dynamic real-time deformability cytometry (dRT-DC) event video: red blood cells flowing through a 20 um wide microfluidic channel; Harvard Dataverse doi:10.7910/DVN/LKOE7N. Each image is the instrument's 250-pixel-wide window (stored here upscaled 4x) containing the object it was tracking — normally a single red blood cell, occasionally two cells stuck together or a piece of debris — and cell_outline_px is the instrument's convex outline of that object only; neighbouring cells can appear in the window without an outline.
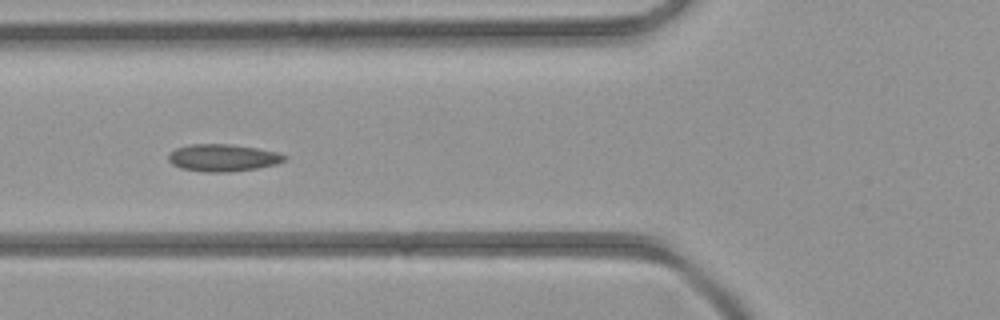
{"species": "common noctule bat (a hibernating species)", "species_latin": "Nyctalus noctula", "temperature_condition": "room temperature", "stored_images_in_passage": 5, "camera_frame_rate_fps": 3000, "um_per_image_px": 0.085, "animal": {"sex": "female", "body_mass_g": 21.9}, "frame": {"image": 1, "passage_image": 4, "time_ms": 3.667, "image_size_px": [1000, 320], "cell_outline_px": [[288, 156], [284, 160], [276, 164], [256, 168], [228, 172], [204, 172], [180, 168], [172, 164], [168, 160], [168, 156], [176, 148], [188, 144], [232, 144], [256, 148], [276, 152]], "centroid_in_image_um": [18.92, 13.41], "position_along_channel_um": 106.9, "area_um2": 18.32}}
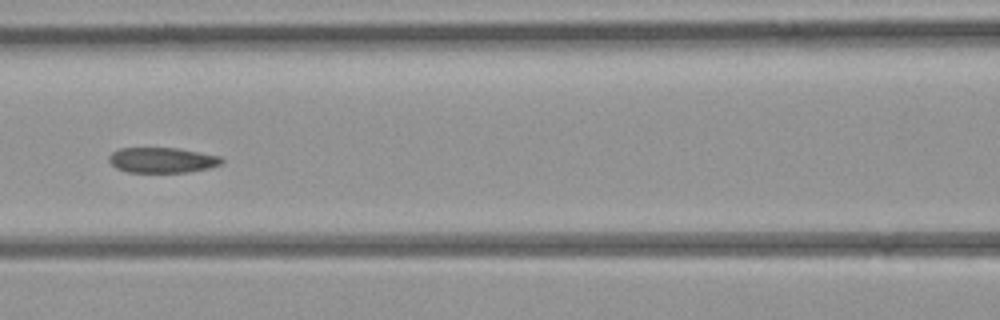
{"frame": {"image": 2, "passage_image": 5, "time_ms": 4.667, "image_size_px": [1000, 320], "cell_outline_px": [[224, 160], [220, 164], [208, 168], [188, 172], [128, 172], [116, 168], [108, 160], [108, 156], [112, 152], [120, 148], [176, 148], [220, 156]], "centroid_in_image_um": [13.75, 13.61], "position_along_channel_um": 152.8, "area_um2": 16.53}}